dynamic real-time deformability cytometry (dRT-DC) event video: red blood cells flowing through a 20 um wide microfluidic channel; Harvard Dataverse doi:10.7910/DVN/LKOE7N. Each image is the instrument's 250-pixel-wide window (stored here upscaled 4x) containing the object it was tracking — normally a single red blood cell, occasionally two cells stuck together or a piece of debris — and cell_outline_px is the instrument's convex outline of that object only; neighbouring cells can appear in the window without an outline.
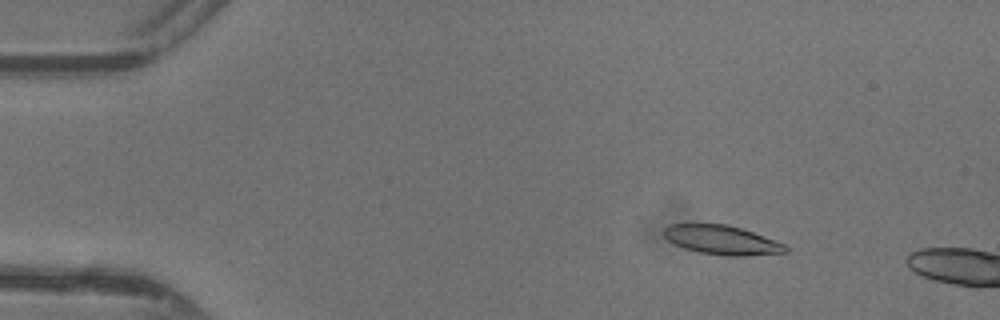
{"species": "common noctule bat (a hibernating species)", "species_latin": "Nyctalus noctula", "temperature_condition": "warm", "stored_images_in_passage": 14, "camera_frame_rate_fps": 3000, "um_per_image_px": 0.085, "animal": {"sex": "female"}, "frame": {"image": 1, "passage_image": 7, "time_ms": 2.0, "image_size_px": [1000, 320], "cell_outline_px": [[788, 252], [744, 256], [724, 256], [700, 252], [684, 248], [668, 240], [664, 236], [664, 228], [668, 224], [728, 224], [752, 232], [784, 244], [788, 248]], "centroid_in_image_um": [61.34, 20.4], "position_along_channel_um": 23.7, "area_um2": 20.46}}